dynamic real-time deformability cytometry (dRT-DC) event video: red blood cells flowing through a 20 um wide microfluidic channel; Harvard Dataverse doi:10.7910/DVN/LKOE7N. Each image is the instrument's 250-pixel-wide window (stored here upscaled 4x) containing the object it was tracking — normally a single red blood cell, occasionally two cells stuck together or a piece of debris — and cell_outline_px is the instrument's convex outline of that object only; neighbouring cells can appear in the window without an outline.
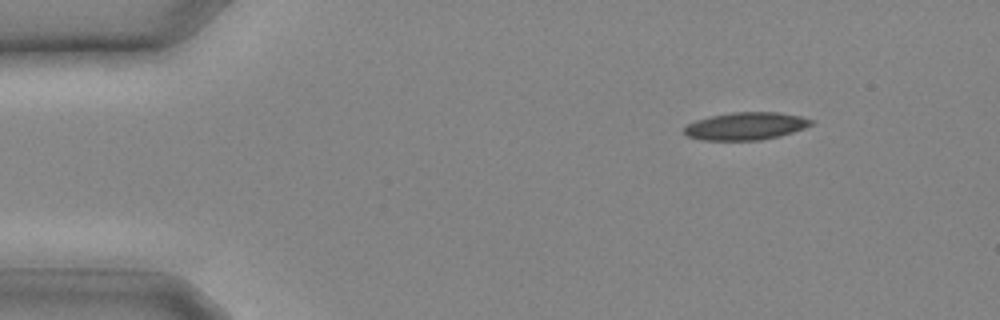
{"species": "common noctule bat (a hibernating species)", "species_latin": "Nyctalus noctula", "temperature_condition": "cold", "stored_images_in_passage": 7, "camera_frame_rate_fps": 3000, "um_per_image_px": 0.085, "animal": {"sex": "male", "body_mass_g": 20.4}, "frame": {"image": 1, "passage_image": 1, "time_ms": 0.0, "image_size_px": [1000, 320], "cell_outline_px": [[816, 124], [780, 136], [760, 140], [700, 140], [688, 136], [684, 132], [684, 128], [688, 124], [696, 120], [708, 116], [732, 112], [776, 112], [800, 116], [812, 120]], "centroid_in_image_um": [63.39, 10.71], "position_along_channel_um": 21.6, "area_um2": 20.46}}
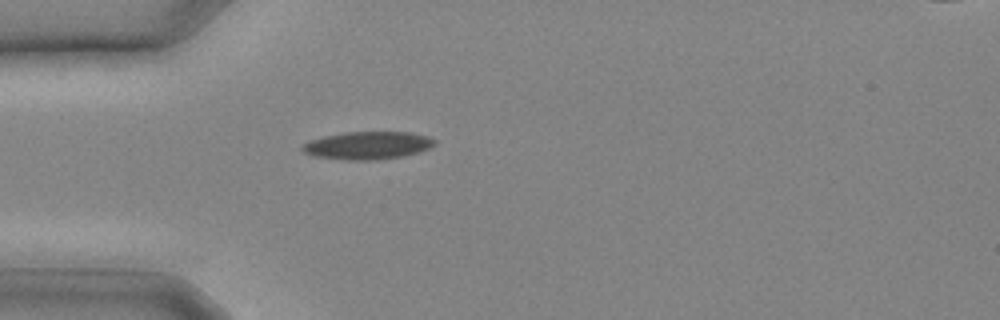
{"frame": {"image": 2, "passage_image": 5, "time_ms": 1.333, "image_size_px": [1000, 320], "cell_outline_px": [[436, 144], [420, 152], [404, 156], [376, 160], [348, 160], [312, 156], [304, 152], [300, 148], [300, 144], [308, 140], [324, 136], [344, 132], [412, 132], [428, 136], [436, 140]], "centroid_in_image_um": [31.23, 12.36], "position_along_channel_um": 53.8, "area_um2": 21.73}}